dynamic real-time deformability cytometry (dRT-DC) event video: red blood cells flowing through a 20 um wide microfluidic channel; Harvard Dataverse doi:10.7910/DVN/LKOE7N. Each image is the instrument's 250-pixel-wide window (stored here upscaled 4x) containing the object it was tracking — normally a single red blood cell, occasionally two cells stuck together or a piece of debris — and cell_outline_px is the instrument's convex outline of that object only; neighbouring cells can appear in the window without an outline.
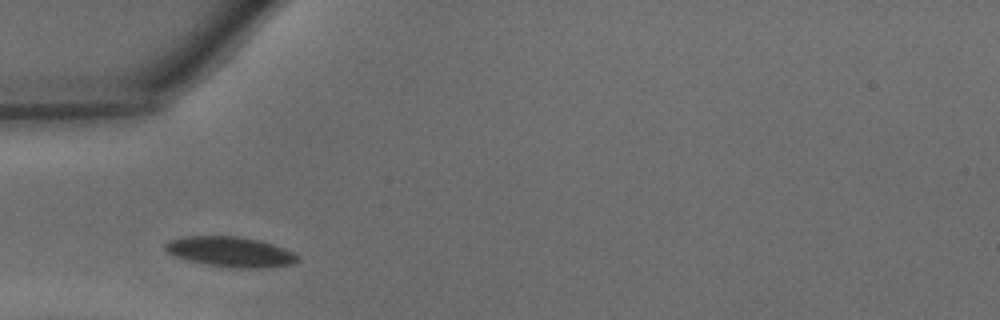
{"species": "common noctule bat (a hibernating species)", "species_latin": "Nyctalus noctula", "temperature_condition": "warm", "stored_images_in_passage": 25, "camera_frame_rate_fps": 3000, "um_per_image_px": 0.085, "animal": {"sex": "male", "body_mass_g": 15.6}, "frame": {"image": 1, "passage_image": 4, "time_ms": 1.0, "image_size_px": [1000, 320], "cell_outline_px": [[300, 260], [292, 264], [272, 268], [232, 268], [208, 264], [188, 260], [176, 256], [168, 252], [164, 248], [164, 244], [168, 240], [184, 236], [240, 236], [260, 240], [284, 248], [300, 256]], "centroid_in_image_um": [19.62, 21.4], "position_along_channel_um": 65.4, "area_um2": 23.47}}
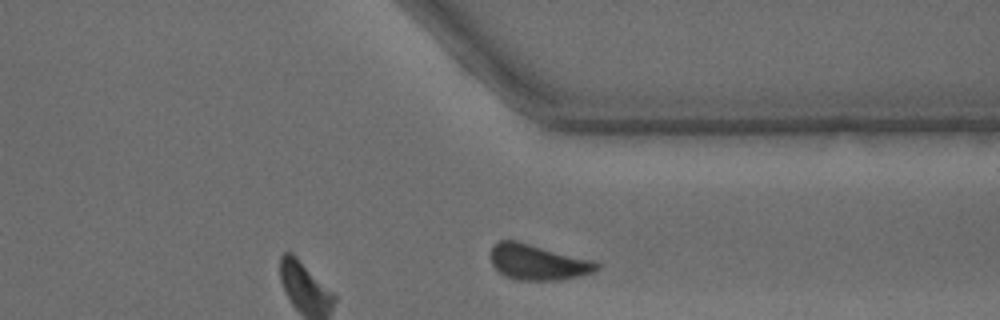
{"frame": {"image": 2, "passage_image": 25, "time_ms": 8.0, "image_size_px": [1000, 320], "cell_outline_px": [[600, 268], [592, 272], [560, 280], [516, 280], [504, 276], [492, 264], [492, 244], [500, 240], [516, 240], [592, 260], [600, 264]], "centroid_in_image_um": [45.69, 22.28], "position_along_channel_um": 365.7, "area_um2": 21.79}, "authors_computed_cell_mechanics": {"area_um2": 18.3804, "velocity_mm_per_s": 4.2896, "shape_relaxation_time_tau1_ms": 1.4268, "shape_relaxation_time_tau2_ms": null, "deformation_change_tau1": 0.0931, "deformation_change_tau2": null}}